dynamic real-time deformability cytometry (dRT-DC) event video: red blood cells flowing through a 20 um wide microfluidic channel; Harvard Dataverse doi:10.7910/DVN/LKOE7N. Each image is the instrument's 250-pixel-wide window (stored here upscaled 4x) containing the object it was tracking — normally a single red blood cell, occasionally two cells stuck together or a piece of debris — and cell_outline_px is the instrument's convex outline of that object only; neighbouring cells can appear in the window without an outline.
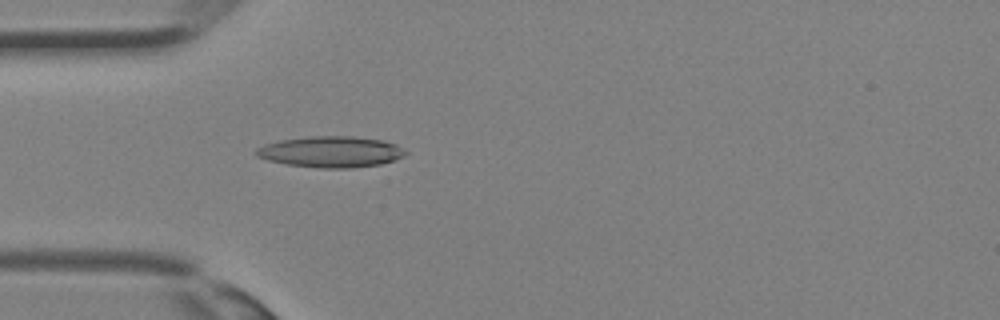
{"species": "Egyptian fruit bat (a non-hibernating species)", "species_latin": "Rousettus aegyptiacus", "temperature_condition": "room temperature", "stored_images_in_passage": 36, "camera_frame_rate_fps": 3000, "um_per_image_px": 0.085, "animal": {"sex": "female"}, "frame": {"image": 1, "passage_image": 11, "time_ms": 3.333, "image_size_px": [1000, 320], "cell_outline_px": [[408, 152], [404, 156], [396, 160], [380, 164], [348, 168], [320, 168], [284, 164], [268, 160], [256, 156], [252, 152], [256, 148], [264, 144], [280, 140], [308, 136], [352, 136], [384, 140], [396, 144], [404, 148]], "centroid_in_image_um": [28.12, 12.9], "position_along_channel_um": 56.9, "area_um2": 27.4}}
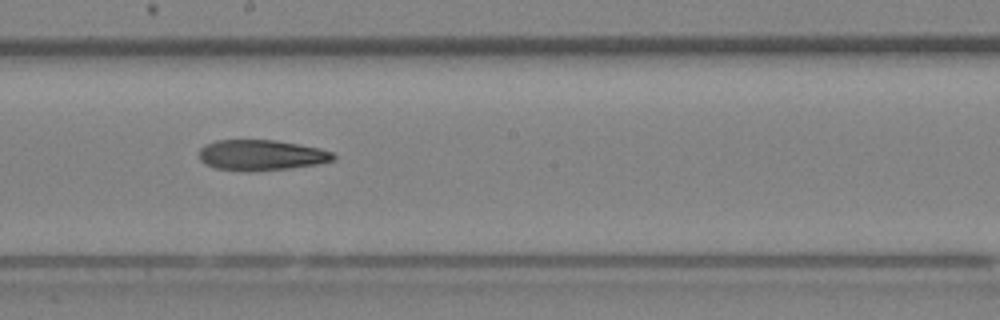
{"frame": {"image": 2, "passage_image": 20, "time_ms": 6.333, "image_size_px": [1000, 320], "cell_outline_px": [[336, 160], [316, 164], [288, 168], [216, 168], [204, 164], [200, 160], [200, 148], [204, 144], [216, 140], [276, 140], [300, 144], [320, 148], [332, 152], [336, 156]], "centroid_in_image_um": [22.24, 13.13], "position_along_channel_um": 226.0, "area_um2": 23.06}}
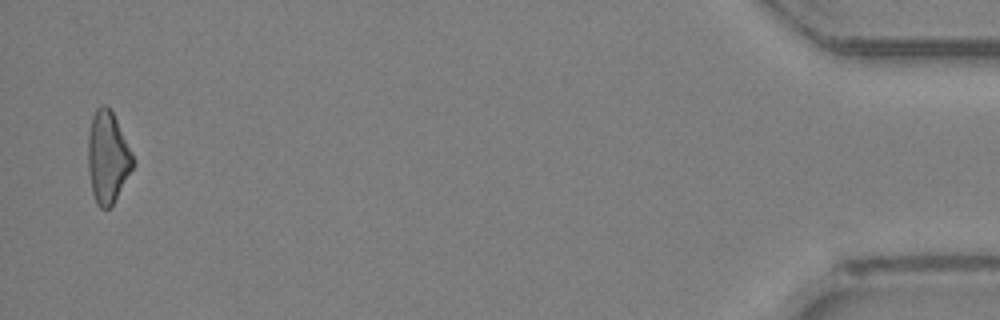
{"frame": {"image": 3, "passage_image": 35, "time_ms": 11.333, "image_size_px": [1000, 320], "cell_outline_px": [[136, 164], [112, 204], [108, 208], [100, 208], [96, 204], [92, 192], [88, 168], [88, 136], [92, 116], [96, 108], [100, 104], [104, 104], [112, 112], [132, 152]], "centroid_in_image_um": [9.15, 13.37], "position_along_channel_um": 426.1, "area_um2": 23.93}}